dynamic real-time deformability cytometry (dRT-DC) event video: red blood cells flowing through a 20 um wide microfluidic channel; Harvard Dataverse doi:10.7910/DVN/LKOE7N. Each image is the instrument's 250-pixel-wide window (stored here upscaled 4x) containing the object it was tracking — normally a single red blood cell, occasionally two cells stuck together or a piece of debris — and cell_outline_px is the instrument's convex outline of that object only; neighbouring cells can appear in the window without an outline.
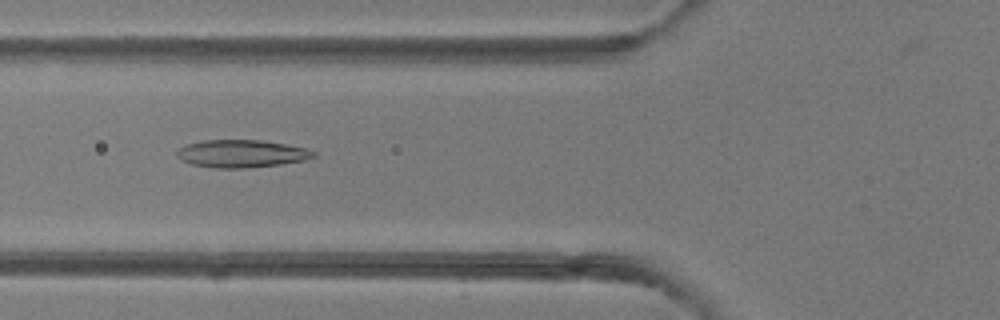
{"species": "common noctule bat (a hibernating species)", "species_latin": "Nyctalus noctula", "temperature_condition": "room temperature", "stored_images_in_passage": 40, "camera_frame_rate_fps": 3000, "um_per_image_px": 0.085, "animal": {"sex": "female"}, "frame": {"image": 1, "passage_image": 10, "time_ms": 3.0, "image_size_px": [1000, 320], "cell_outline_px": [[316, 156], [304, 160], [280, 164], [244, 168], [212, 168], [192, 164], [180, 160], [176, 156], [176, 152], [184, 144], [204, 140], [260, 140], [308, 148], [316, 152]], "centroid_in_image_um": [20.5, 13.06], "position_along_channel_um": 105.3, "area_um2": 22.08}}
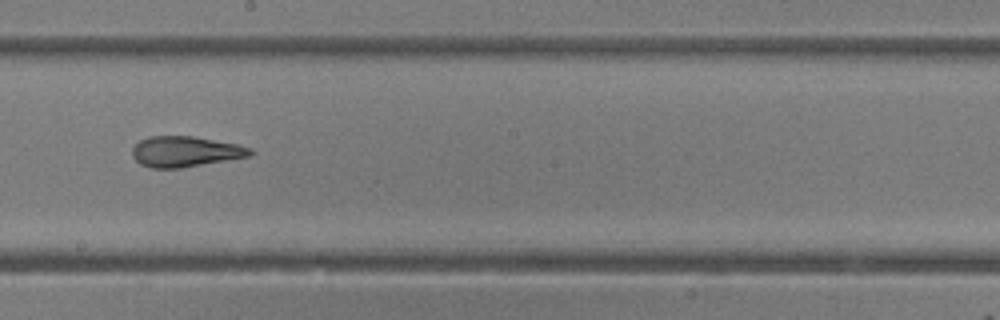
{"frame": {"image": 2, "passage_image": 19, "time_ms": 6.0, "image_size_px": [1000, 320], "cell_outline_px": [[256, 152], [248, 156], [180, 168], [152, 168], [140, 164], [132, 156], [132, 148], [140, 140], [148, 136], [192, 136], [236, 144], [252, 148]], "centroid_in_image_um": [15.72, 12.88], "position_along_channel_um": 232.5, "area_um2": 20.87}}
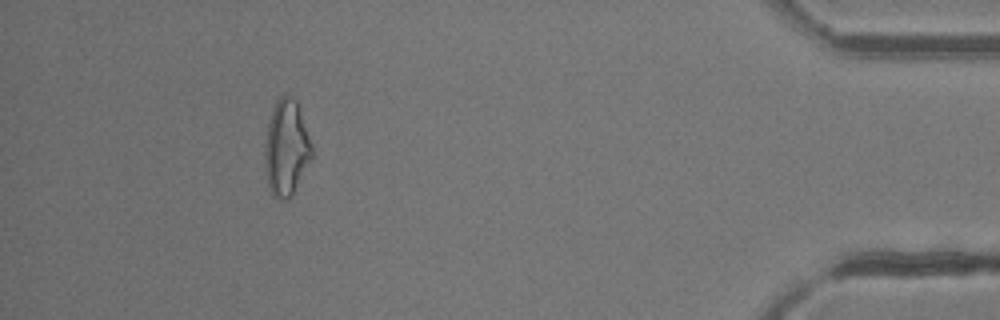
{"frame": {"image": 3, "passage_image": 36, "time_ms": 11.667, "image_size_px": [1000, 320], "cell_outline_px": [[312, 156], [292, 196], [288, 200], [280, 200], [272, 196], [268, 188], [264, 160], [264, 144], [268, 124], [272, 108], [276, 100], [284, 92], [296, 100], [300, 108], [312, 148]], "centroid_in_image_um": [24.31, 12.57], "position_along_channel_um": 410.9, "area_um2": 26.53}, "authors_computed_cell_mechanics": {"area_um2": 22.6865, "velocity_mm_per_s": 4.2307, "shape_relaxation_time_tau1_ms": null, "shape_relaxation_time_tau2_ms": 1.9853, "deformation_change_tau1": null, "deformation_change_tau2": 0.1088}}